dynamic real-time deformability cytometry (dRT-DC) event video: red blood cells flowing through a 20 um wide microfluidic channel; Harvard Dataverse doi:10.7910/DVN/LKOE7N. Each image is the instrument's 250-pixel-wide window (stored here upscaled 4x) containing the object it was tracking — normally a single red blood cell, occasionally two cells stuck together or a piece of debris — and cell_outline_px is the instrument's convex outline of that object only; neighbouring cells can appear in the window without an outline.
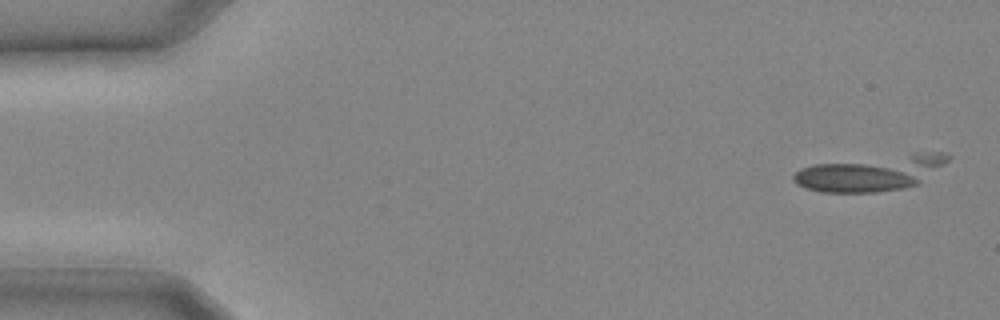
{"species": "common noctule bat (a hibernating species)", "species_latin": "Nyctalus noctula", "temperature_condition": "cold", "stored_images_in_passage": 7, "camera_frame_rate_fps": 3000, "um_per_image_px": 0.085, "animal": {"sex": "male", "body_mass_g": 20.4}, "frame": {"image": 1, "passage_image": 1, "time_ms": 0.0, "image_size_px": [1000, 320], "cell_outline_px": [[952, 156], [944, 164], [916, 184], [904, 188], [876, 192], [824, 192], [808, 188], [796, 184], [792, 180], [792, 176], [800, 168], [812, 164], [912, 152], [948, 152]], "centroid_in_image_um": [74.02, 14.67], "position_along_channel_um": 11.0, "area_um2": 32.02}}